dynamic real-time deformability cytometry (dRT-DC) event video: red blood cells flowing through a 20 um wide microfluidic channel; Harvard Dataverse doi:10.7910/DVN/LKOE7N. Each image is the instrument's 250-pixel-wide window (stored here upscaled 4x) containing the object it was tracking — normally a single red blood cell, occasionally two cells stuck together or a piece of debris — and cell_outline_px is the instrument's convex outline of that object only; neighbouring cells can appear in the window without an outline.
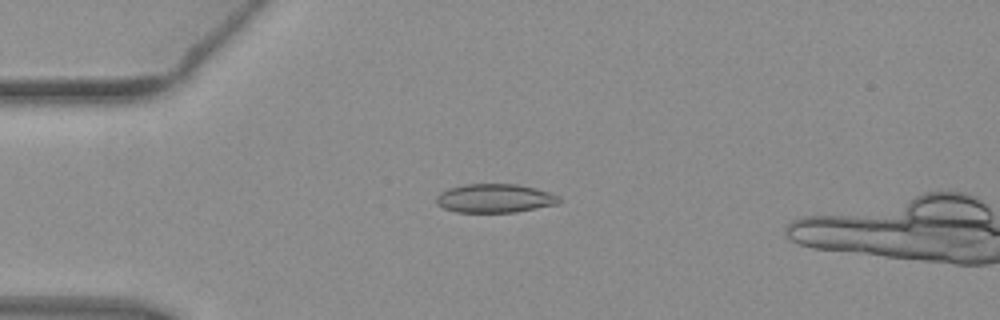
{"species": "common noctule bat (a hibernating species)", "species_latin": "Nyctalus noctula", "temperature_condition": "warm", "stored_images_in_passage": 39, "camera_frame_rate_fps": 3000, "um_per_image_px": 0.085, "animal": {"sex": "female", "body_mass_g": 19.3, "forearm_length_mm": 54.1}, "frame": {"image": 1, "passage_image": 3, "time_ms": 0.667, "image_size_px": [1000, 320], "cell_outline_px": [[560, 200], [556, 204], [516, 212], [456, 212], [444, 208], [436, 204], [436, 196], [440, 192], [448, 188], [464, 184], [516, 184], [536, 188], [560, 196]], "centroid_in_image_um": [42.02, 16.85], "position_along_channel_um": 43.0, "area_um2": 20.58}}
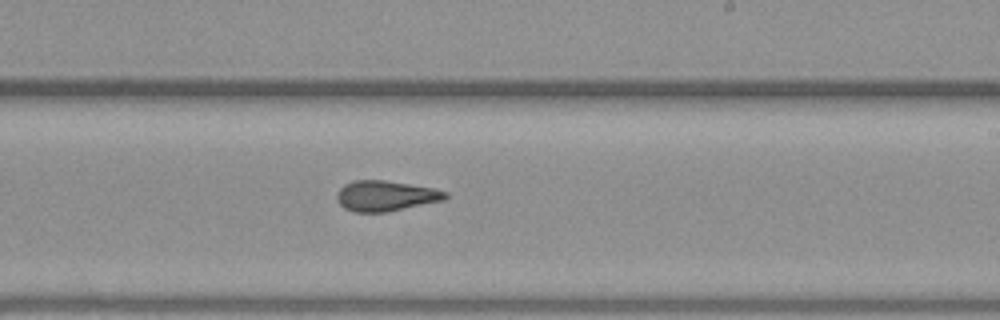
{"frame": {"image": 2, "passage_image": 21, "time_ms": 6.667, "image_size_px": [1000, 320], "cell_outline_px": [[448, 196], [444, 200], [388, 212], [352, 212], [344, 208], [340, 204], [336, 196], [340, 188], [344, 184], [352, 180], [384, 180], [432, 188], [448, 192]], "centroid_in_image_um": [32.76, 16.65], "position_along_channel_um": 256.2, "area_um2": 19.25}}
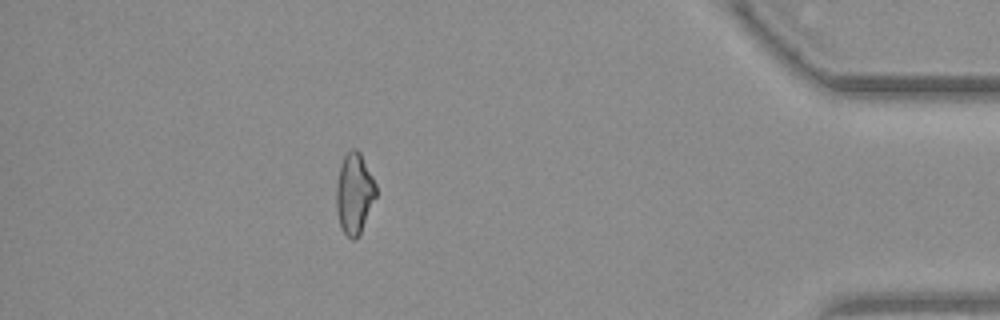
{"frame": {"image": 3, "passage_image": 36, "time_ms": 11.667, "image_size_px": [1000, 320], "cell_outline_px": [[376, 196], [360, 232], [352, 240], [344, 232], [340, 224], [336, 208], [336, 180], [340, 164], [344, 156], [352, 148], [356, 148], [360, 152], [376, 184]], "centroid_in_image_um": [30.1, 16.39], "position_along_channel_um": 405.1, "area_um2": 18.44}}